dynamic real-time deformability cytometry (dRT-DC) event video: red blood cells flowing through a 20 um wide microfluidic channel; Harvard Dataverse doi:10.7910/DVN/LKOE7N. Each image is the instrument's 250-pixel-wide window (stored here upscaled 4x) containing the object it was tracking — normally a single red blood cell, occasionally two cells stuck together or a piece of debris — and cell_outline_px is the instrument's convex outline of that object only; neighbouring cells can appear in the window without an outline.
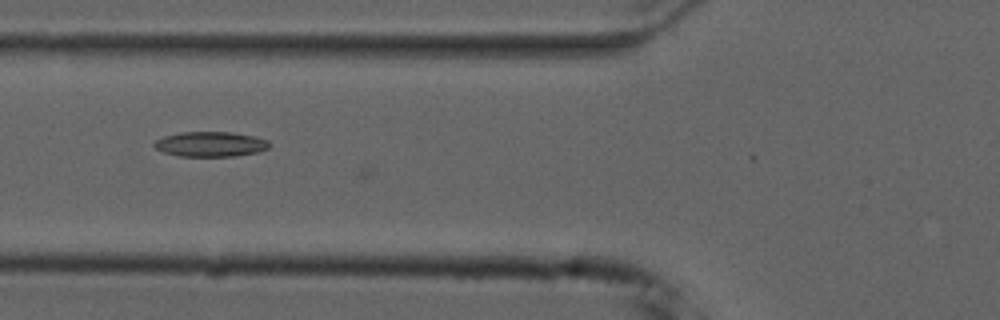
{"species": "common noctule bat (a hibernating species)", "species_latin": "Nyctalus noctula", "temperature_condition": "cold", "stored_images_in_passage": 6, "camera_frame_rate_fps": 3000, "um_per_image_px": 0.085, "animal": {"sex": "male", "forearm_length_mm": 52.5}, "frame": {"image": 1, "passage_image": 5, "time_ms": 1.333, "image_size_px": [1000, 320], "cell_outline_px": [[268, 148], [260, 152], [236, 156], [180, 156], [164, 152], [156, 148], [152, 144], [156, 140], [164, 136], [180, 132], [232, 132], [256, 136], [268, 140]], "centroid_in_image_um": [17.91, 12.25], "position_along_channel_um": 107.9, "area_um2": 16.82}}